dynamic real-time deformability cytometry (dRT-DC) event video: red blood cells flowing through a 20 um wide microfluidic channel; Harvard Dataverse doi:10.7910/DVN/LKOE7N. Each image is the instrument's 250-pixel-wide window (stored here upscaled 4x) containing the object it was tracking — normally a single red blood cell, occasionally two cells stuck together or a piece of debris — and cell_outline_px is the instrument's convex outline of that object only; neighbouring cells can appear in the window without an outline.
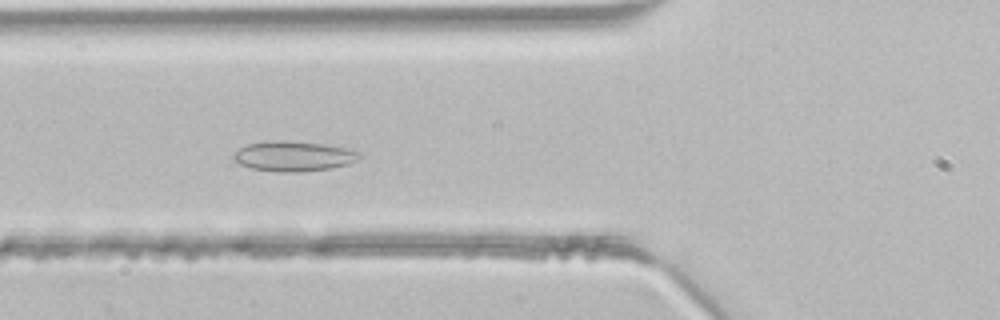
{"species": "common noctule bat (a hibernating species)", "species_latin": "Nyctalus noctula", "temperature_condition": "room temperature", "stored_images_in_passage": 46, "camera_frame_rate_fps": 3000, "um_per_image_px": 0.085, "animal": {"sex": "male", "body_mass_g": 21.5, "forearm_length_mm": 52.0}, "frame": {"image": 1, "passage_image": 16, "time_ms": 5.0, "image_size_px": [1000, 320], "cell_outline_px": [[360, 156], [356, 160], [348, 164], [328, 168], [300, 172], [280, 172], [252, 168], [240, 164], [232, 160], [232, 156], [240, 148], [248, 144], [280, 140], [284, 140], [320, 144], [344, 148], [360, 152]], "centroid_in_image_um": [24.92, 13.28], "position_along_channel_um": 100.9, "area_um2": 21.62}}
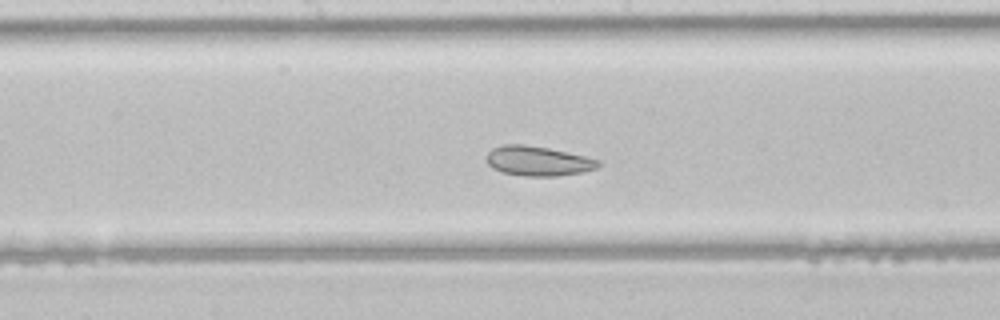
{"frame": {"image": 2, "passage_image": 23, "time_ms": 7.333, "image_size_px": [1000, 320], "cell_outline_px": [[600, 164], [596, 168], [584, 172], [556, 176], [524, 176], [504, 172], [492, 168], [484, 160], [484, 156], [492, 148], [504, 144], [524, 144], [548, 148], [584, 156], [600, 160]], "centroid_in_image_um": [45.68, 13.68], "position_along_channel_um": 202.5, "area_um2": 19.42}}
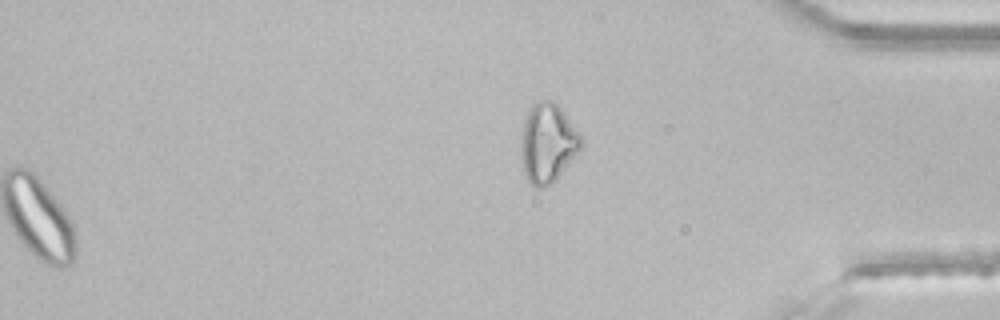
{"frame": {"image": 3, "passage_image": 46, "time_ms": 15.0, "image_size_px": [1000, 320], "cell_outline_px": [[584, 140], [580, 148], [556, 180], [544, 188], [536, 188], [528, 180], [524, 172], [520, 144], [524, 120], [528, 112], [540, 100], [552, 100], [560, 108]], "centroid_in_image_um": [46.54, 12.19], "position_along_channel_um": 388.7, "area_um2": 27.17}}